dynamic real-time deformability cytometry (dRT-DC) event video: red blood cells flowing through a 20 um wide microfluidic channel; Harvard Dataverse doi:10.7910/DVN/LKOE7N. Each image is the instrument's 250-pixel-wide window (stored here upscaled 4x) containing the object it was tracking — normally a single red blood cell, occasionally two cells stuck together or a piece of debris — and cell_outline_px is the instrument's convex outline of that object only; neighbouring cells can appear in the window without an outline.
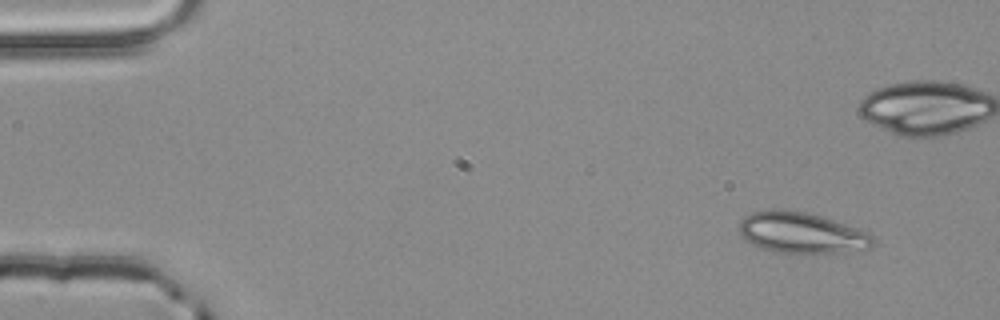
{"species": "common noctule bat (a hibernating species)", "species_latin": "Nyctalus noctula", "temperature_condition": "room temperature", "stored_images_in_passage": 4, "camera_frame_rate_fps": 3000, "um_per_image_px": 0.085, "animal": {"sex": "male", "body_mass_g": 20.4}, "frame": {"image": 1, "passage_image": 1, "time_ms": 0.0, "image_size_px": [1000, 320], "cell_outline_px": [[876, 244], [868, 248], [844, 252], [772, 252], [752, 244], [744, 240], [740, 236], [740, 220], [744, 216], [752, 212], [772, 208], [804, 212], [820, 216], [868, 232], [876, 236]], "centroid_in_image_um": [68.12, 19.78], "position_along_channel_um": 16.9, "area_um2": 31.85}}